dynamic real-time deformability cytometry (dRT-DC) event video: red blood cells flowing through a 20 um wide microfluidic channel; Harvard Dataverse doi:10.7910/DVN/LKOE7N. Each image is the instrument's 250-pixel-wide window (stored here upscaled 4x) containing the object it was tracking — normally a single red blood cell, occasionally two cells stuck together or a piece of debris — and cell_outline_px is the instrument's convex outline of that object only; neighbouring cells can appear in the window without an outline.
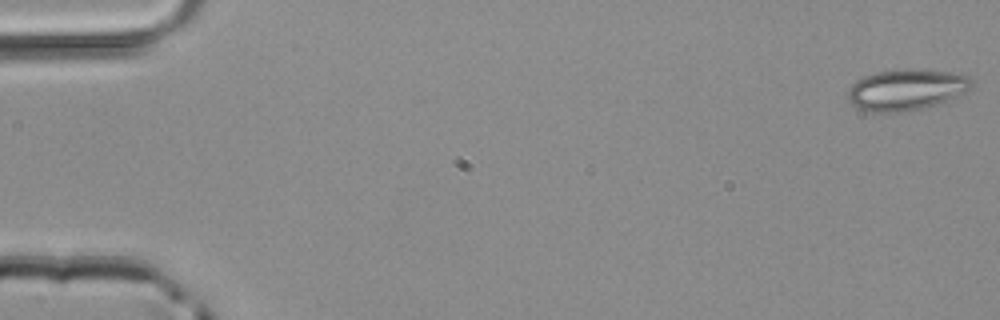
{"species": "common noctule bat (a hibernating species)", "species_latin": "Nyctalus noctula", "temperature_condition": "room temperature", "stored_images_in_passage": 48, "camera_frame_rate_fps": 3000, "um_per_image_px": 0.085, "animal": {"sex": "male", "body_mass_g": 20.4}, "frame": {"image": 1, "passage_image": 1, "time_ms": 0.0, "image_size_px": [1000, 320], "cell_outline_px": [[976, 84], [972, 88], [948, 100], [924, 108], [904, 112], [872, 112], [860, 108], [852, 104], [848, 96], [848, 88], [856, 80], [864, 76], [876, 72], [904, 68], [912, 68], [960, 72], [972, 76]], "centroid_in_image_um": [77.12, 7.59], "position_along_channel_um": 7.9, "area_um2": 30.29}}
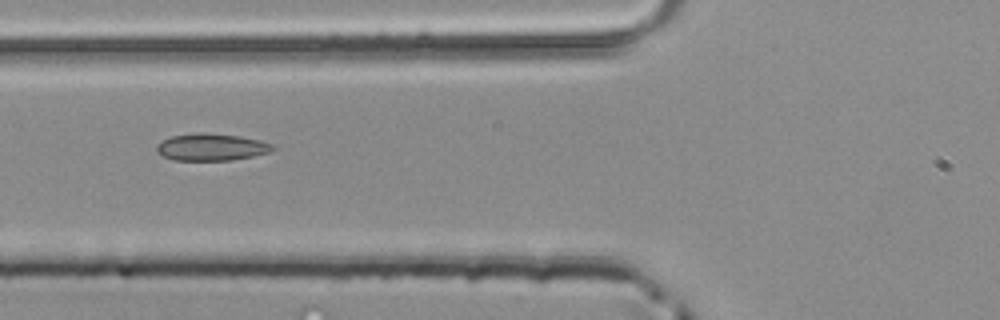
{"frame": {"image": 2, "passage_image": 19, "time_ms": 6.0, "image_size_px": [1000, 320], "cell_outline_px": [[276, 148], [268, 152], [252, 156], [232, 160], [172, 160], [156, 152], [156, 144], [172, 136], [196, 132], [204, 132], [240, 136], [260, 140], [272, 144]], "centroid_in_image_um": [17.95, 12.49], "position_along_channel_um": 107.9, "area_um2": 18.32}}
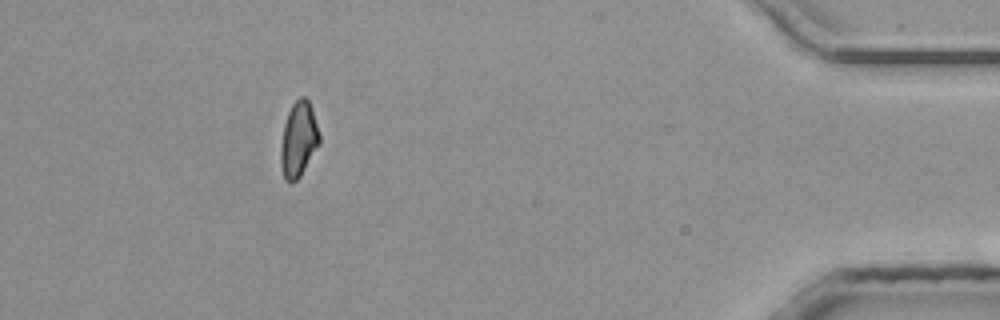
{"frame": {"image": 3, "passage_image": 44, "time_ms": 14.333, "image_size_px": [1000, 320], "cell_outline_px": [[320, 144], [300, 176], [296, 180], [284, 180], [280, 164], [280, 148], [284, 124], [288, 112], [292, 104], [300, 96], [304, 96], [308, 100], [312, 108], [320, 136]], "centroid_in_image_um": [25.37, 11.84], "position_along_channel_um": 409.8, "area_um2": 16.94}}